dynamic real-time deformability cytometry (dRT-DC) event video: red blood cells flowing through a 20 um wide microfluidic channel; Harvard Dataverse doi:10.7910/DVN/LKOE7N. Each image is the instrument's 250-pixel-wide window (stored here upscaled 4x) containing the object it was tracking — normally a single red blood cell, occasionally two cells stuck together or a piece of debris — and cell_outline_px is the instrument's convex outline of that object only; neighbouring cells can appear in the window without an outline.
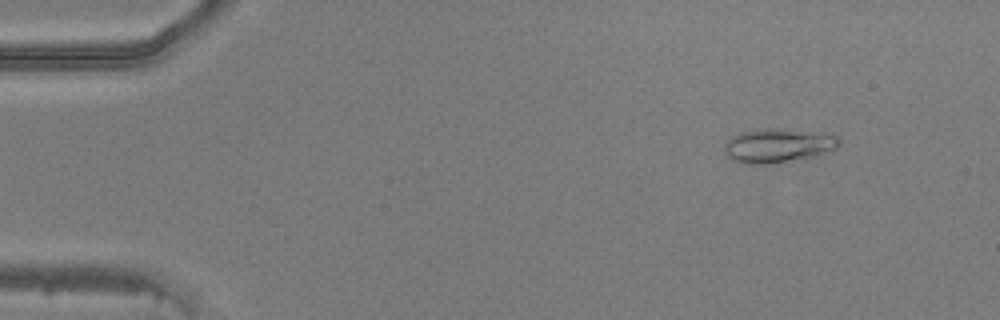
{"species": "common noctule bat (a hibernating species)", "species_latin": "Nyctalus noctula", "temperature_condition": "warm", "stored_images_in_passage": 49, "camera_frame_rate_fps": 3000, "um_per_image_px": 0.085, "animal": {"sex": "male", "body_mass_g": 20.5, "forearm_length_mm": 52.5}, "frame": {"image": 1, "passage_image": 6, "time_ms": 1.667, "image_size_px": [1000, 320], "cell_outline_px": [[840, 144], [836, 148], [816, 156], [804, 160], [768, 164], [740, 164], [732, 160], [724, 152], [724, 144], [732, 136], [740, 132], [760, 128], [780, 128], [832, 132], [840, 140]], "centroid_in_image_um": [66.17, 12.36], "position_along_channel_um": 18.8, "area_um2": 23.76}}
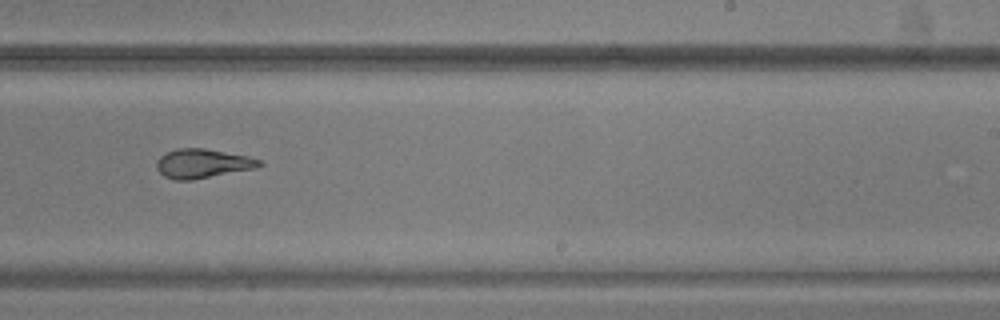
{"frame": {"image": 2, "passage_image": 31, "time_ms": 10.0, "image_size_px": [1000, 320], "cell_outline_px": [[264, 164], [256, 168], [192, 180], [176, 180], [164, 176], [156, 168], [156, 160], [160, 156], [176, 148], [204, 148], [248, 156], [260, 160]], "centroid_in_image_um": [17.21, 13.9], "position_along_channel_um": 271.8, "area_um2": 17.46}}
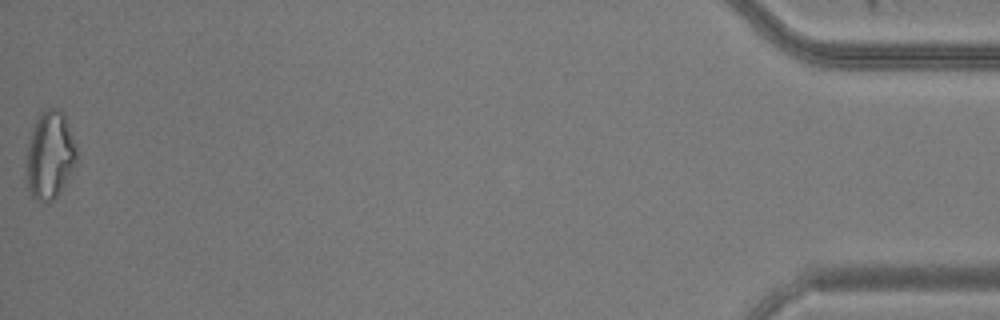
{"frame": {"image": 3, "passage_image": 49, "time_ms": 16.0, "image_size_px": [1000, 320], "cell_outline_px": [[76, 164], [56, 196], [52, 200], [44, 204], [36, 200], [32, 196], [28, 188], [28, 144], [32, 128], [40, 112], [44, 108], [60, 108], [64, 112], [76, 144]], "centroid_in_image_um": [4.26, 13.14], "position_along_channel_um": 430.9, "area_um2": 25.55}}